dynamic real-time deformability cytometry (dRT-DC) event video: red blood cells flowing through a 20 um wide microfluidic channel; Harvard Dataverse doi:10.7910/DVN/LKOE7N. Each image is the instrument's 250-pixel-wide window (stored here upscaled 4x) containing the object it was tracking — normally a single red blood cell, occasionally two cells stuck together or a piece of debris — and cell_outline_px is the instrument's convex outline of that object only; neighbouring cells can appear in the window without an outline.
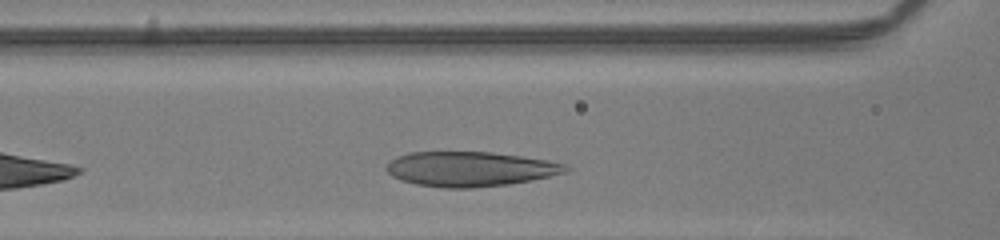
{"species": "human", "species_latin": "Homo sapiens", "temperature_condition": "room temperature", "stored_images_in_passage": 26, "camera_frame_rate_fps": 3000, "um_per_image_px": 0.085, "donor": {"sex": "male"}, "frame": {"image": 1, "passage_image": 6, "time_ms": 1.667, "image_size_px": [1000, 240], "cell_outline_px": [[572, 168], [564, 172], [548, 176], [508, 184], [472, 188], [444, 188], [416, 184], [400, 180], [392, 176], [388, 172], [388, 164], [396, 156], [412, 152], [492, 152], [520, 156], [568, 164]], "centroid_in_image_um": [39.94, 14.36], "position_along_channel_um": 126.7, "area_um2": 36.01}}
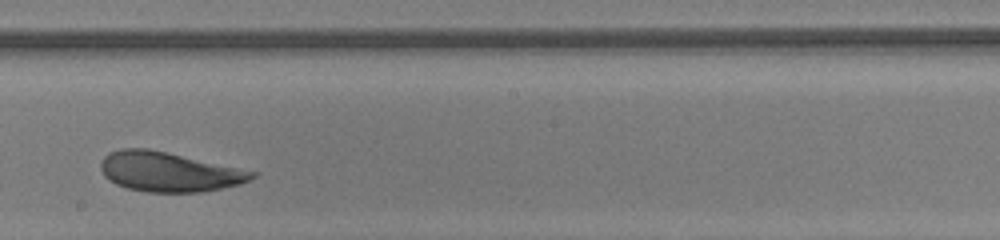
{"frame": {"image": 2, "passage_image": 14, "time_ms": 4.333, "image_size_px": [1000, 240], "cell_outline_px": [[256, 176], [240, 184], [204, 192], [148, 192], [128, 188], [116, 184], [108, 180], [104, 176], [100, 168], [100, 164], [104, 156], [108, 152], [120, 148], [148, 148], [256, 172]], "centroid_in_image_um": [14.3, 14.6], "position_along_channel_um": 233.9, "area_um2": 34.74}}
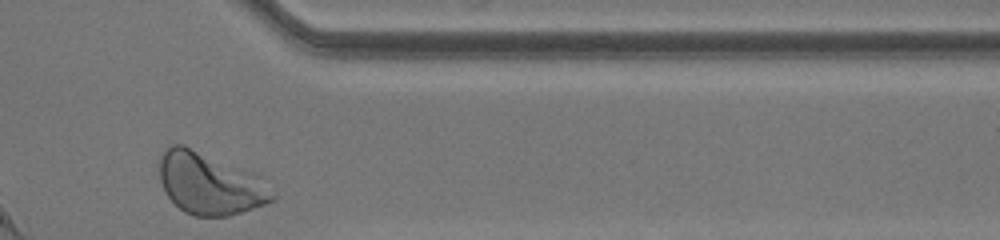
{"frame": {"image": 3, "passage_image": 26, "time_ms": 8.333, "image_size_px": [1000, 240], "cell_outline_px": [[276, 200], [268, 204], [228, 216], [192, 216], [184, 212], [164, 192], [160, 180], [160, 156], [164, 148], [168, 144], [184, 144], [256, 172], [264, 176], [276, 192]], "centroid_in_image_um": [17.92, 15.58], "position_along_channel_um": 393.5, "area_um2": 42.02}, "authors_computed_cell_mechanics": {"area_um2": 34.7956, "velocity_mm_per_s": 4.0461, "shape_relaxation_time_tau1_ms": 2.9545, "shape_relaxation_time_tau2_ms": 1.7166, "deformation_change_tau1": 0.1286, "deformation_change_tau2": 0.0762}}